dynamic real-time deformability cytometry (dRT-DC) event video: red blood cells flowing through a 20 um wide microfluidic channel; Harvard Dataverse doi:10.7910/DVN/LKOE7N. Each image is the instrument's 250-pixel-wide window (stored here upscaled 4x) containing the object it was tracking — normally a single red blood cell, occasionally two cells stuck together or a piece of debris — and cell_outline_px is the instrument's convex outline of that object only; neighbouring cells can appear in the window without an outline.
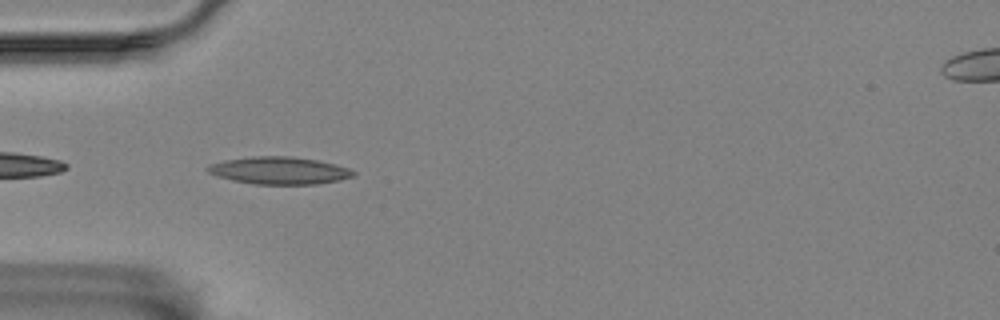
{"species": "Egyptian fruit bat (a non-hibernating species)", "species_latin": "Rousettus aegyptiacus", "temperature_condition": "room temperature", "stored_images_in_passage": 42, "camera_frame_rate_fps": 3000, "um_per_image_px": 0.085, "animal": {"sex": "female"}, "frame": {"image": 1, "passage_image": 2, "time_ms": 0.333, "image_size_px": [1000, 320], "cell_outline_px": [[356, 176], [340, 180], [316, 184], [256, 184], [232, 180], [216, 176], [208, 172], [204, 168], [208, 164], [224, 160], [252, 156], [292, 156], [316, 160], [348, 168], [356, 172]], "centroid_in_image_um": [23.7, 14.49], "position_along_channel_um": 61.3, "area_um2": 23.29}}
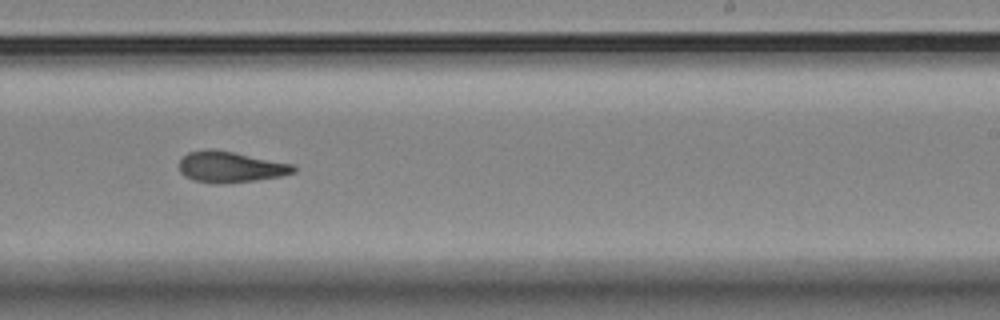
{"frame": {"image": 2, "passage_image": 20, "time_ms": 6.333, "image_size_px": [1000, 320], "cell_outline_px": [[296, 172], [280, 176], [252, 180], [216, 184], [212, 184], [192, 180], [184, 176], [180, 172], [180, 160], [188, 152], [208, 148], [212, 148], [292, 164], [296, 168]], "centroid_in_image_um": [19.53, 14.19], "position_along_channel_um": 269.5, "area_um2": 20.46}}
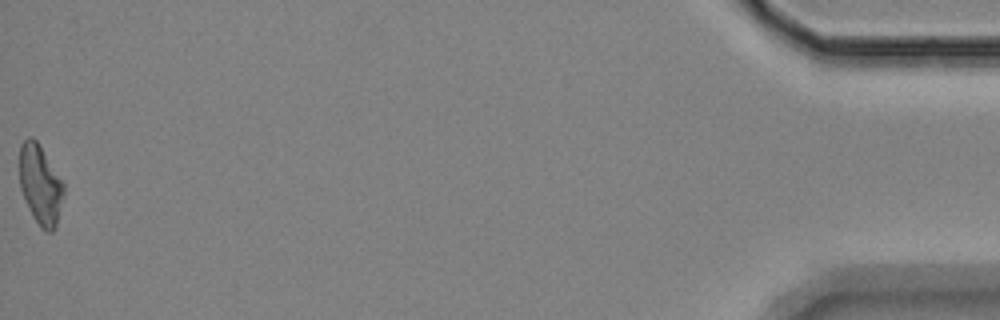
{"frame": {"image": 3, "passage_image": 42, "time_ms": 13.667, "image_size_px": [1000, 320], "cell_outline_px": [[64, 196], [56, 228], [52, 232], [48, 232], [40, 228], [32, 216], [20, 188], [20, 144], [28, 136], [32, 136], [36, 140], [64, 184]], "centroid_in_image_um": [3.43, 15.74], "position_along_channel_um": 431.8, "area_um2": 20.46}, "authors_computed_cell_mechanics": {"area_um2": 20.4612, "velocity_mm_per_s": 3.4993, "shape_relaxation_time_tau1_ms": null, "shape_relaxation_time_tau2_ms": 6.5677, "deformation_change_tau1": null, "deformation_change_tau2": 0.1576}}